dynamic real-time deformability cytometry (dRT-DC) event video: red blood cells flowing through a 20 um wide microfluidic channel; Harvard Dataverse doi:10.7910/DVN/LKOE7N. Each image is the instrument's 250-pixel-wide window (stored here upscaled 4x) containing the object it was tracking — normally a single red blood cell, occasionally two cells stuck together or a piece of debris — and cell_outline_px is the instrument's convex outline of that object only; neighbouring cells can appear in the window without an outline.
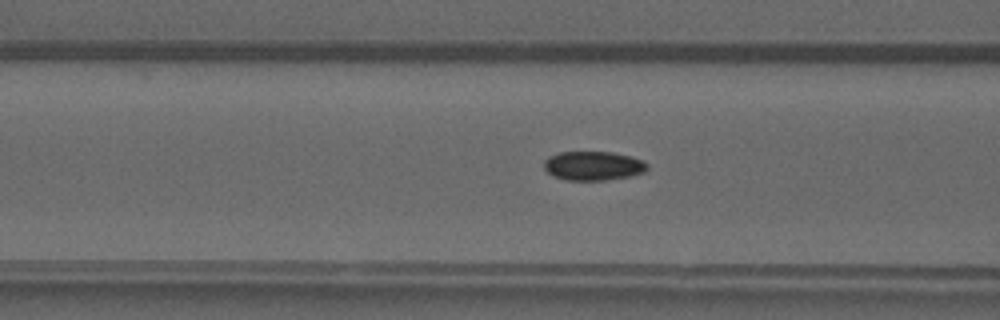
{"species": "common noctule bat (a hibernating species)", "species_latin": "Nyctalus noctula", "temperature_condition": "warm", "stored_images_in_passage": 39, "camera_frame_rate_fps": 3000, "um_per_image_px": 0.085, "animal": {"sex": "male", "forearm_length_mm": 52.5}, "frame": {"image": 1, "passage_image": 19, "time_ms": 6.0, "image_size_px": [1000, 320], "cell_outline_px": [[648, 168], [644, 172], [628, 176], [604, 180], [564, 180], [552, 176], [544, 168], [544, 160], [548, 156], [560, 152], [612, 152], [632, 156], [644, 160], [648, 164]], "centroid_in_image_um": [50.42, 14.08], "position_along_channel_um": 116.2, "area_um2": 17.63}}
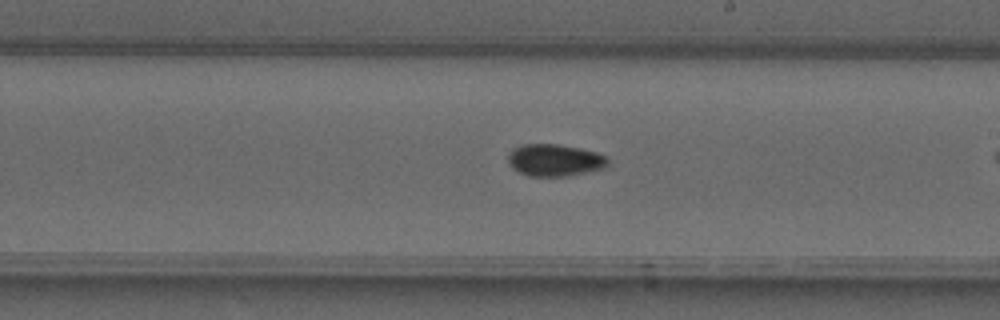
{"frame": {"image": 2, "passage_image": 28, "time_ms": 9.0, "image_size_px": [1000, 320], "cell_outline_px": [[608, 164], [604, 168], [568, 176], [528, 176], [512, 168], [508, 164], [508, 152], [512, 148], [524, 144], [560, 144], [580, 148], [596, 152], [604, 156], [608, 160]], "centroid_in_image_um": [47.11, 13.61], "position_along_channel_um": 241.9, "area_um2": 18.73}}
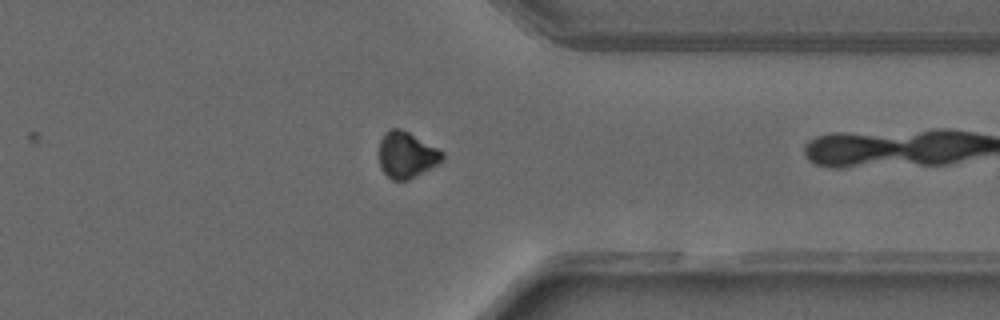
{"frame": {"image": 3, "passage_image": 38, "time_ms": 12.333, "image_size_px": [1000, 320], "cell_outline_px": [[444, 160], [408, 180], [392, 180], [380, 168], [380, 140], [384, 132], [388, 128], [400, 128], [408, 132], [444, 152]], "centroid_in_image_um": [34.54, 13.15], "position_along_channel_um": 376.9, "area_um2": 16.88}}